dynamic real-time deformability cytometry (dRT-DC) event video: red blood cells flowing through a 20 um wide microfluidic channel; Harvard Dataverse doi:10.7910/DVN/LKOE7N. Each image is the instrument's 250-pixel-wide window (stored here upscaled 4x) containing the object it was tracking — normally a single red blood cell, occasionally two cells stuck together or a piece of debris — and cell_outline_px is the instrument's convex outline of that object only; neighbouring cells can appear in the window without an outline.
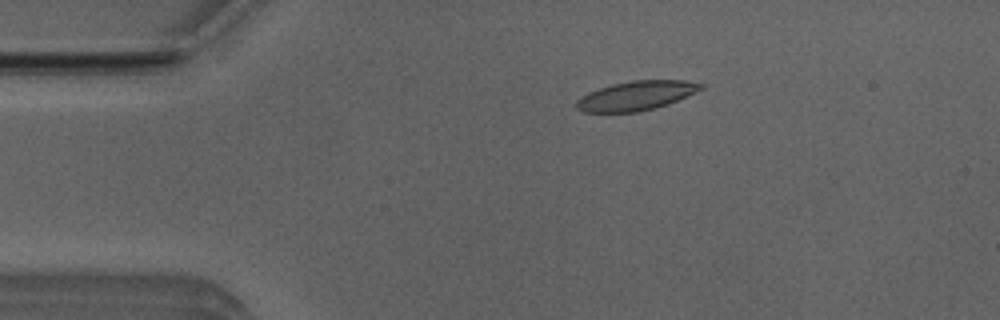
{"species": "Egyptian fruit bat (a non-hibernating species)", "species_latin": "Rousettus aegyptiacus", "temperature_condition": "room temperature", "stored_images_in_passage": 5, "camera_frame_rate_fps": 3000, "um_per_image_px": 0.085, "animal": {"sex": "male"}, "frame": {"image": 1, "passage_image": 3, "time_ms": 0.667, "image_size_px": [1000, 320], "cell_outline_px": [[704, 88], [668, 104], [640, 112], [584, 112], [576, 108], [576, 100], [588, 92], [612, 84], [632, 80], [684, 80], [704, 84]], "centroid_in_image_um": [54.07, 8.13], "position_along_channel_um": 30.9, "area_um2": 21.15}}
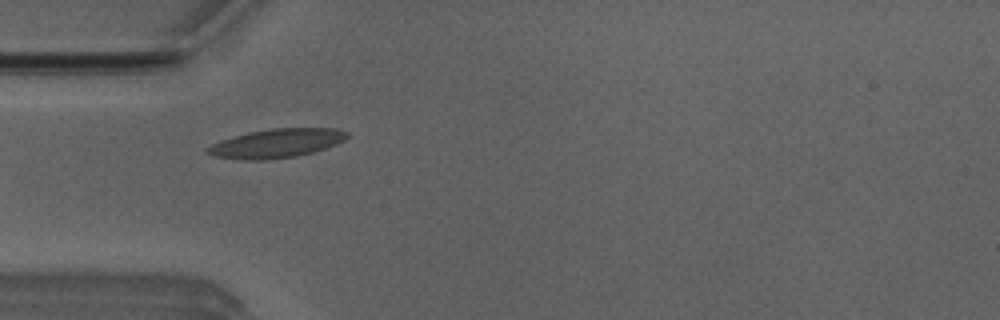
{"frame": {"image": 2, "passage_image": 4, "time_ms": 1.0, "image_size_px": [1000, 320], "cell_outline_px": [[348, 136], [344, 140], [336, 144], [312, 152], [296, 156], [268, 160], [244, 160], [212, 156], [204, 152], [204, 148], [220, 140], [248, 132], [272, 128], [336, 128], [348, 132]], "centroid_in_image_um": [23.45, 12.18], "position_along_channel_um": 61.6, "area_um2": 23.64}}